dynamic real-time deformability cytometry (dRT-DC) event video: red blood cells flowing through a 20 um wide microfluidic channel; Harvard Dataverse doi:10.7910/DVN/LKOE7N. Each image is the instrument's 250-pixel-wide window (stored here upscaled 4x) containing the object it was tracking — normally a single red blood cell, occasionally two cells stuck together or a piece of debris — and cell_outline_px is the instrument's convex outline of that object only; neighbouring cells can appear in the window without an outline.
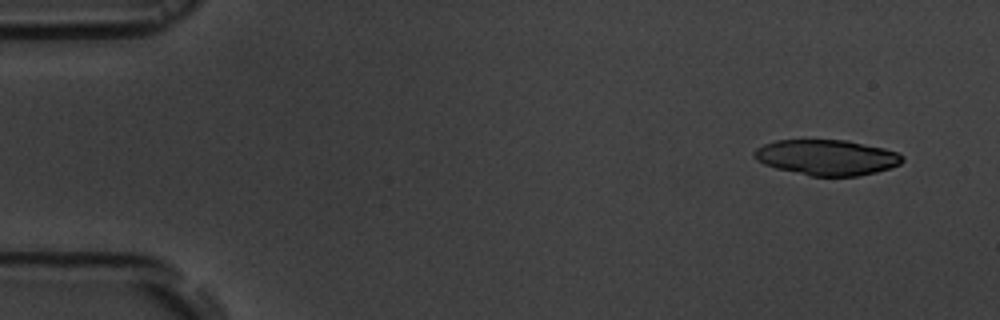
{"species": "common noctule bat (a hibernating species)", "species_latin": "Nyctalus noctula", "temperature_condition": "room temperature", "stored_images_in_passage": 6, "camera_frame_rate_fps": 3000, "um_per_image_px": 0.085, "animal": {"sex": "male", "body_mass_g": 19.5, "forearm_length_mm": 54.6}, "frame": {"image": 1, "passage_image": 1, "time_ms": 0.0, "image_size_px": [1000, 320], "cell_outline_px": [[904, 160], [900, 164], [876, 172], [856, 176], [812, 176], [776, 168], [764, 164], [756, 160], [752, 156], [752, 152], [756, 148], [764, 144], [776, 140], [848, 140], [884, 148], [900, 152], [904, 156]], "centroid_in_image_um": [70.28, 13.37], "position_along_channel_um": 14.7, "area_um2": 30.81}}